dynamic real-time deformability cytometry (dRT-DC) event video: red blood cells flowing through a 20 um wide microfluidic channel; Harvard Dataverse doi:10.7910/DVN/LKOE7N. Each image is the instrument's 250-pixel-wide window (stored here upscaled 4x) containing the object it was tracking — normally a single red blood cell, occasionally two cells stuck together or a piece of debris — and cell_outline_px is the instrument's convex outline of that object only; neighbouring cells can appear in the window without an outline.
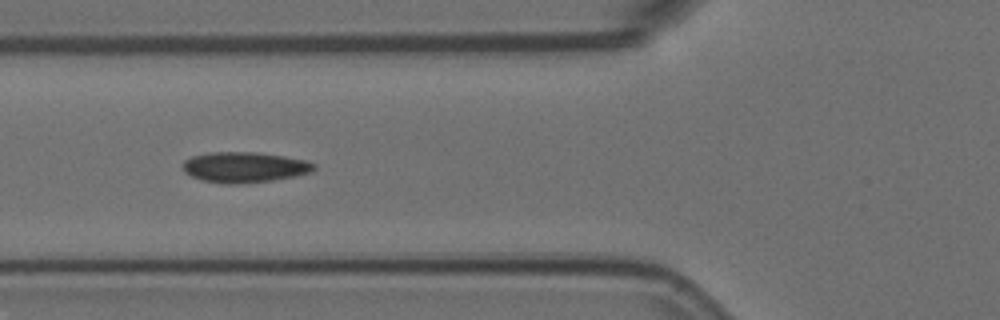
{"species": "Egyptian fruit bat (a non-hibernating species)", "species_latin": "Rousettus aegyptiacus", "temperature_condition": "room temperature", "stored_images_in_passage": 5, "camera_frame_rate_fps": 3000, "um_per_image_px": 0.085, "animal": {"sex": "female"}, "frame": {"image": 1, "passage_image": 4, "time_ms": 1.0, "image_size_px": [1000, 320], "cell_outline_px": [[316, 168], [312, 172], [296, 176], [272, 180], [236, 184], [224, 184], [200, 180], [184, 172], [180, 164], [184, 160], [192, 156], [208, 152], [256, 152], [284, 156], [304, 160], [316, 164]], "centroid_in_image_um": [20.74, 14.21], "position_along_channel_um": 105.1, "area_um2": 23.58}}
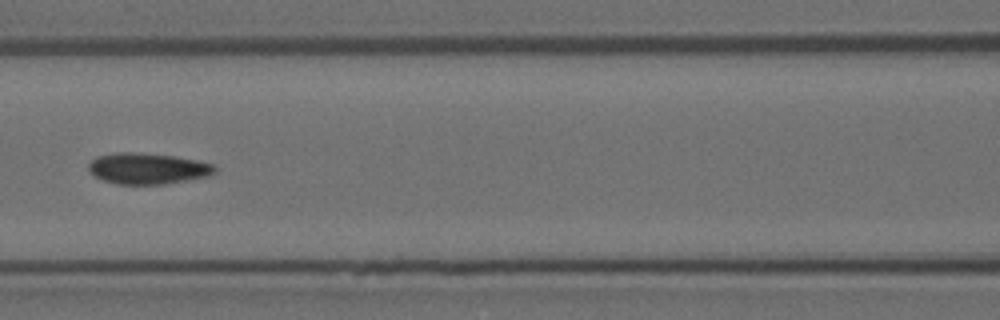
{"frame": {"image": 2, "passage_image": 5, "time_ms": 1.333, "image_size_px": [1000, 320], "cell_outline_px": [[216, 172], [208, 176], [164, 184], [116, 184], [92, 176], [88, 172], [88, 164], [96, 156], [116, 152], [136, 152], [176, 156], [216, 164]], "centroid_in_image_um": [12.53, 14.31], "position_along_channel_um": 154.1, "area_um2": 23.12}}